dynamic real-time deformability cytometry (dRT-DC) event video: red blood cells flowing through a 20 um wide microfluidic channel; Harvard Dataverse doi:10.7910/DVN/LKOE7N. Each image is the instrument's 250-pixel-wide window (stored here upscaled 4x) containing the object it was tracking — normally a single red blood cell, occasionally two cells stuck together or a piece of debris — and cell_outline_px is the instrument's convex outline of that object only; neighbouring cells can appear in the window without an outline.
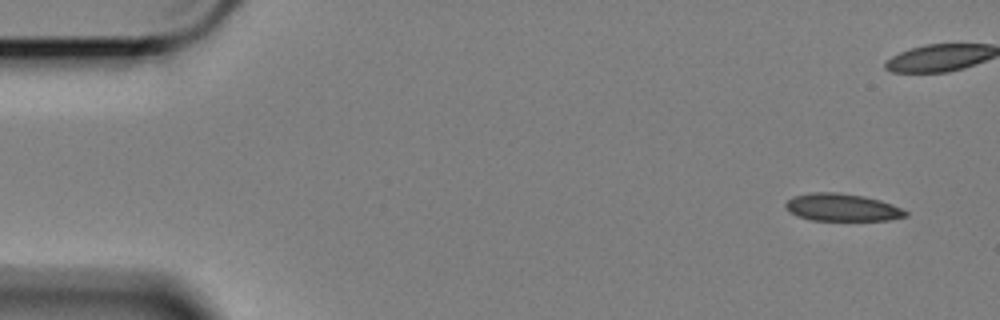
{"species": "Egyptian fruit bat (a non-hibernating species)", "species_latin": "Rousettus aegyptiacus", "temperature_condition": "cold", "stored_images_in_passage": 57, "camera_frame_rate_fps": 3000, "um_per_image_px": 0.085, "animal": {"sex": "female"}, "frame": {"image": 1, "passage_image": 1, "time_ms": 0.0, "image_size_px": [1000, 320], "cell_outline_px": [[908, 216], [888, 220], [812, 220], [796, 216], [788, 212], [784, 204], [792, 196], [812, 192], [836, 192], [864, 196], [880, 200], [892, 204], [908, 212]], "centroid_in_image_um": [71.54, 17.63], "position_along_channel_um": 13.5, "area_um2": 19.31}}
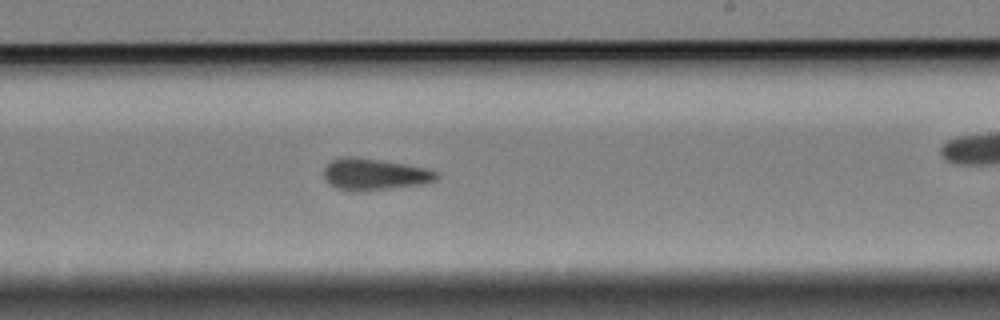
{"frame": {"image": 2, "passage_image": 32, "time_ms": 10.333, "image_size_px": [1000, 320], "cell_outline_px": [[440, 176], [436, 180], [424, 184], [356, 192], [336, 188], [328, 184], [324, 180], [324, 168], [332, 160], [340, 156], [352, 156], [380, 160], [428, 168], [440, 172]], "centroid_in_image_um": [31.83, 14.82], "position_along_channel_um": 257.2, "area_um2": 21.04}}
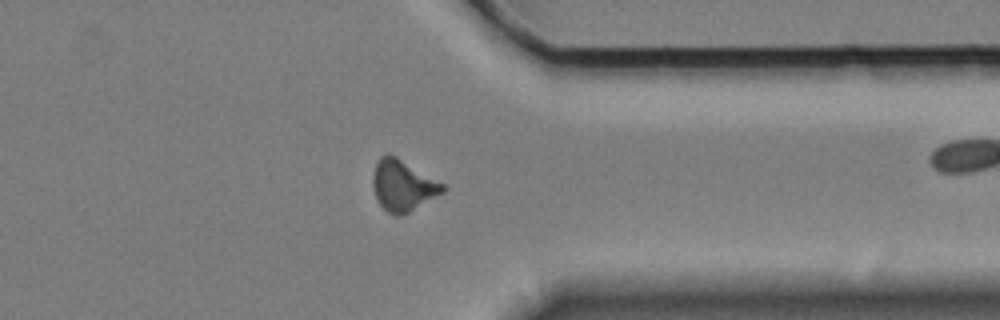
{"frame": {"image": 3, "passage_image": 43, "time_ms": 14.0, "image_size_px": [1000, 320], "cell_outline_px": [[448, 188], [444, 192], [408, 212], [400, 216], [396, 216], [388, 212], [380, 204], [376, 196], [372, 184], [372, 176], [376, 160], [380, 156], [396, 156], [444, 184]], "centroid_in_image_um": [34.24, 15.77], "position_along_channel_um": 377.2, "area_um2": 20.52}, "authors_computed_cell_mechanics": {"area_um2": 20.1144, "velocity_mm_per_s": 3.4018, "shape_relaxation_time_tau1_ms": 8.4867, "shape_relaxation_time_tau2_ms": 3.292, "deformation_change_tau1": 0.1692, "deformation_change_tau2": 0.1282}}